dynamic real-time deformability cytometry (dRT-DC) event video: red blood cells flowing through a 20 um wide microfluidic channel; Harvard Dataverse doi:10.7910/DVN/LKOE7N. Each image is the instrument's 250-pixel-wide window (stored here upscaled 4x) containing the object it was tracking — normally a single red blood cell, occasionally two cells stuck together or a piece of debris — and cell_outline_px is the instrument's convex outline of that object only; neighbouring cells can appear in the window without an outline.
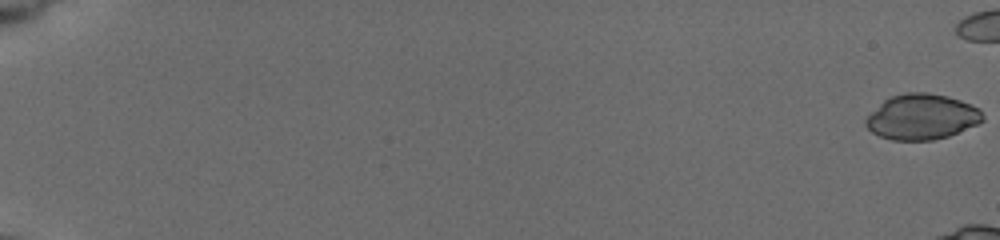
{"species": "common noctule bat (a hibernating species)", "species_latin": "Nyctalus noctula", "temperature_condition": "cold", "stored_images_in_passage": 9, "camera_frame_rate_fps": 3000, "um_per_image_px": 0.085, "animal": {"sex": "female", "body_mass_g": 19.5, "forearm_length_mm": 54.1}, "frame": {"image": 1, "passage_image": 1, "time_ms": 0.0, "image_size_px": [1000, 240], "cell_outline_px": [[984, 120], [976, 124], [948, 136], [932, 140], [892, 140], [880, 136], [872, 132], [864, 124], [864, 120], [884, 100], [892, 96], [904, 92], [928, 92], [948, 96], [960, 100], [980, 108], [984, 116]], "centroid_in_image_um": [78.36, 9.92], "position_along_channel_um": 6.6, "area_um2": 30.87}}